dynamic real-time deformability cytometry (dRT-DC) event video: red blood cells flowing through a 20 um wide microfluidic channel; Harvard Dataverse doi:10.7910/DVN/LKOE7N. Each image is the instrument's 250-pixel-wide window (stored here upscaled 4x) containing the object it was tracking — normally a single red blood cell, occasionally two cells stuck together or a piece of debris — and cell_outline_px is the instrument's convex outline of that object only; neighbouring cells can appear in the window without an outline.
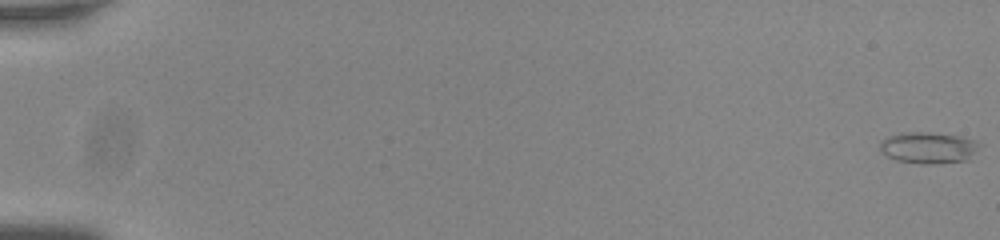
{"species": "common noctule bat (a hibernating species)", "species_latin": "Nyctalus noctula", "temperature_condition": "room temperature", "stored_images_in_passage": 57, "camera_frame_rate_fps": 3000, "um_per_image_px": 0.085, "animal": {"sex": "male", "body_mass_g": 20.0, "forearm_length_mm": 53.3}, "frame": {"image": 1, "passage_image": 1, "time_ms": 0.0, "image_size_px": [1000, 240], "cell_outline_px": [[984, 144], [968, 160], [932, 164], [920, 164], [896, 160], [888, 156], [880, 148], [880, 140], [888, 136], [900, 132], [932, 132], [960, 136], [976, 140]], "centroid_in_image_um": [78.96, 12.54], "position_along_channel_um": 6.0, "area_um2": 18.55}}
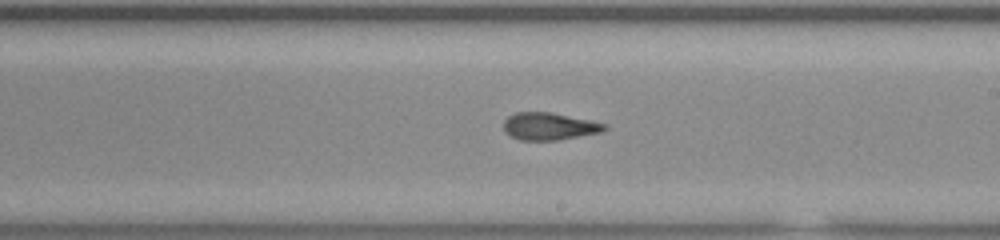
{"frame": {"image": 2, "passage_image": 35, "time_ms": 11.333, "image_size_px": [1000, 240], "cell_outline_px": [[608, 128], [600, 132], [560, 140], [520, 140], [504, 132], [504, 120], [508, 116], [516, 112], [552, 112], [608, 124]], "centroid_in_image_um": [46.69, 10.73], "position_along_channel_um": 242.3, "area_um2": 16.13}}
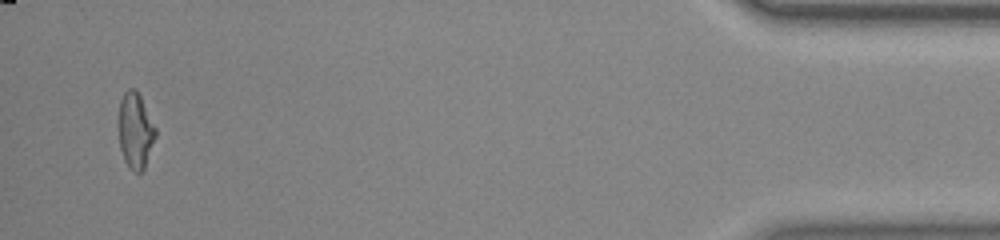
{"frame": {"image": 3, "passage_image": 55, "time_ms": 18.0, "image_size_px": [1000, 240], "cell_outline_px": [[156, 136], [144, 168], [140, 172], [136, 172], [124, 160], [120, 148], [120, 100], [124, 92], [128, 88], [136, 88], [156, 128]], "centroid_in_image_um": [11.52, 11.07], "position_along_channel_um": 423.7, "area_um2": 15.84}, "authors_computed_cell_mechanics": {"area_um2": 16.8198, "velocity_mm_per_s": 3.7924, "shape_relaxation_time_tau1_ms": null, "shape_relaxation_time_tau2_ms": 1.945, "deformation_change_tau1": null, "deformation_change_tau2": 0.0846}}